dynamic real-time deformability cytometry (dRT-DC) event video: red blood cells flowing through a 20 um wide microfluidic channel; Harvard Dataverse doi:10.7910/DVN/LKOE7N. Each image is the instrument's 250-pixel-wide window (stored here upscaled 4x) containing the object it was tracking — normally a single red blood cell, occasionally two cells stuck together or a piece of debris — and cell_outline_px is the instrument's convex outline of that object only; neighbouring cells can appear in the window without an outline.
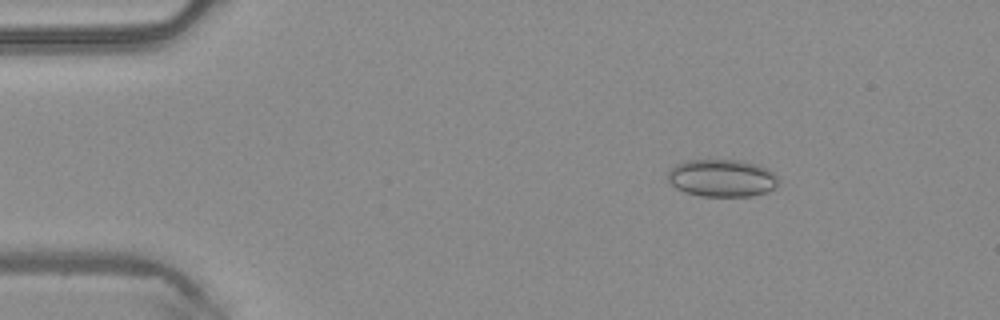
{"species": "common noctule bat (a hibernating species)", "species_latin": "Nyctalus noctula", "temperature_condition": "warm", "stored_images_in_passage": 47, "camera_frame_rate_fps": 3000, "um_per_image_px": 0.085, "animal": {"sex": "male", "body_mass_g": 20.4}, "frame": {"image": 1, "passage_image": 6, "time_ms": 1.667, "image_size_px": [1000, 320], "cell_outline_px": [[776, 188], [752, 196], [700, 196], [684, 192], [676, 188], [668, 180], [668, 172], [676, 164], [688, 160], [740, 160], [756, 164], [768, 168], [776, 176]], "centroid_in_image_um": [61.35, 15.13], "position_along_channel_um": 23.7, "area_um2": 24.04}}
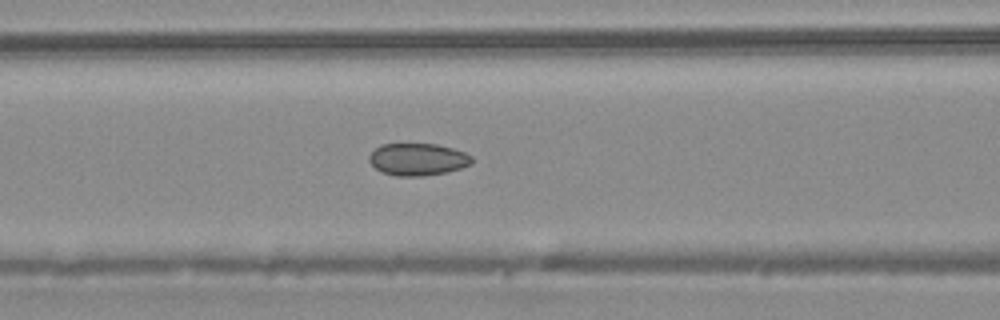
{"frame": {"image": 2, "passage_image": 19, "time_ms": 6.0, "image_size_px": [1000, 320], "cell_outline_px": [[472, 164], [448, 172], [424, 176], [396, 176], [384, 172], [376, 168], [368, 160], [368, 156], [380, 144], [436, 144], [452, 148], [464, 152], [472, 156]], "centroid_in_image_um": [35.52, 13.55], "position_along_channel_um": 131.1, "area_um2": 19.25}}
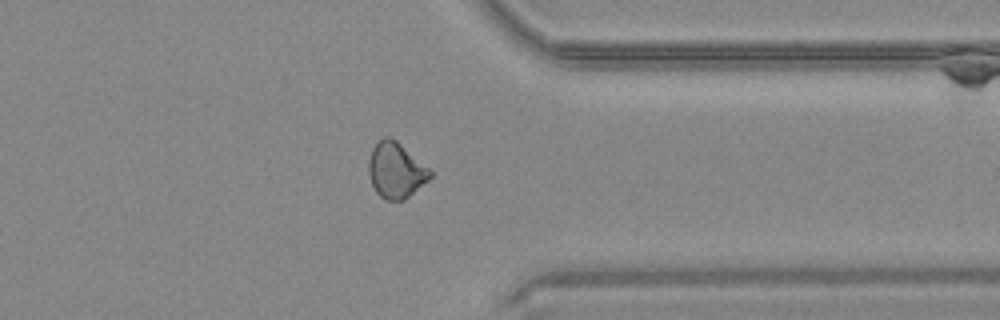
{"frame": {"image": 3, "passage_image": 37, "time_ms": 12.0, "image_size_px": [1000, 320], "cell_outline_px": [[432, 176], [428, 180], [404, 200], [384, 200], [376, 192], [372, 184], [368, 172], [368, 160], [372, 148], [384, 136], [388, 136], [396, 140], [428, 168], [432, 172]], "centroid_in_image_um": [33.62, 14.48], "position_along_channel_um": 377.8, "area_um2": 19.71}, "authors_computed_cell_mechanics": {"area_um2": 19.8254, "velocity_mm_per_s": 4.1854, "shape_relaxation_time_tau1_ms": null, "shape_relaxation_time_tau2_ms": 2.1289, "deformation_change_tau1": null, "deformation_change_tau2": 0.0634}}